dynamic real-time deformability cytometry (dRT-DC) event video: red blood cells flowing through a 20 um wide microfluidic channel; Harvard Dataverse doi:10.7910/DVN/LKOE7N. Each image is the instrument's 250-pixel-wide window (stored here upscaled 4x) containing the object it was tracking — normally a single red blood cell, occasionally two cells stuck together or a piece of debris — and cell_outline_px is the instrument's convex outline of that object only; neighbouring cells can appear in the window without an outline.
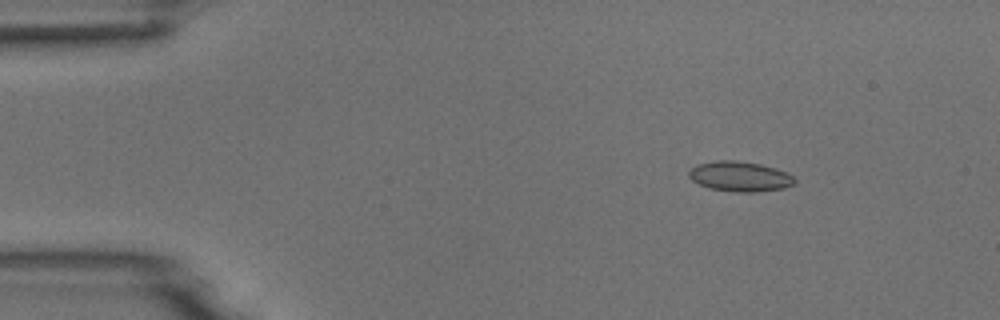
{"species": "common noctule bat (a hibernating species)", "species_latin": "Nyctalus noctula", "temperature_condition": "room temperature", "stored_images_in_passage": 6, "camera_frame_rate_fps": 3000, "um_per_image_px": 0.085, "animal": {"sex": "male", "body_mass_g": 18.8}, "frame": {"image": 1, "passage_image": 3, "time_ms": 2.333, "image_size_px": [1000, 320], "cell_outline_px": [[796, 180], [792, 184], [784, 188], [756, 192], [732, 192], [708, 188], [692, 180], [688, 176], [688, 172], [696, 164], [716, 160], [736, 160], [760, 164], [776, 168], [792, 176]], "centroid_in_image_um": [62.85, 15.0], "position_along_channel_um": 22.2, "area_um2": 18.55}}
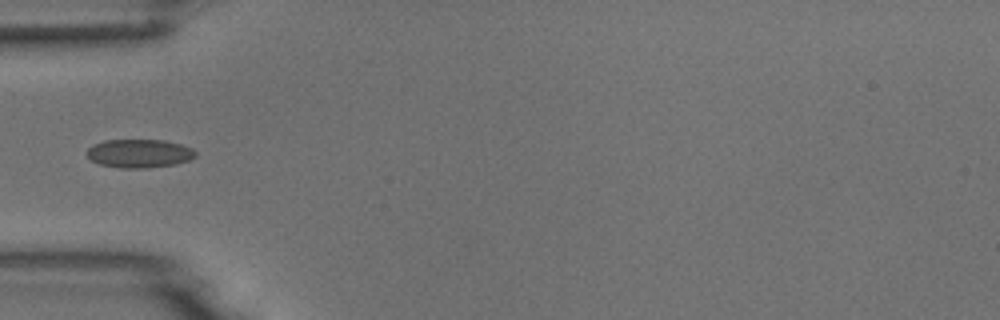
{"frame": {"image": 2, "passage_image": 6, "time_ms": 5.667, "image_size_px": [1000, 320], "cell_outline_px": [[196, 156], [188, 160], [176, 164], [148, 168], [120, 168], [100, 164], [92, 160], [88, 156], [88, 148], [92, 144], [104, 140], [164, 140], [180, 144], [192, 148], [196, 152]], "centroid_in_image_um": [11.85, 13.04], "position_along_channel_um": 73.2, "area_um2": 18.03}}